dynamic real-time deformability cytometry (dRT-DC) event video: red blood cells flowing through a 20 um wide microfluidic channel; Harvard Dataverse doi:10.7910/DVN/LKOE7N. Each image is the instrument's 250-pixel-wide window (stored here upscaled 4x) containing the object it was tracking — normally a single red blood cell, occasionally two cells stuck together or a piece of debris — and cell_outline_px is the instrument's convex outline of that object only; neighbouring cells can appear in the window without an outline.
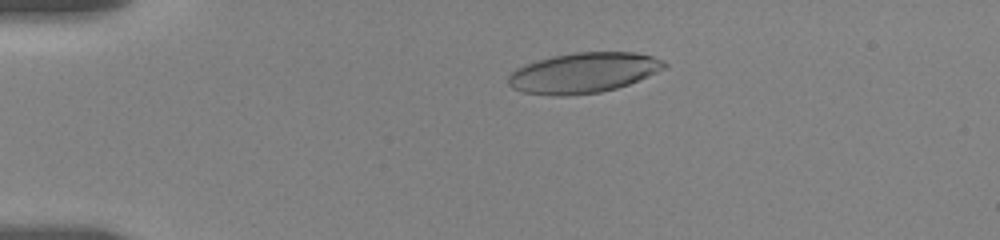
{"species": "human", "species_latin": "Homo sapiens", "temperature_condition": "room temperature", "stored_images_in_passage": 38, "camera_frame_rate_fps": 3000, "um_per_image_px": 0.085, "donor": {"sex": "female"}, "frame": {"image": 1, "passage_image": 8, "time_ms": 3.667, "image_size_px": [1000, 240], "cell_outline_px": [[668, 64], [664, 68], [648, 76], [628, 84], [616, 88], [600, 92], [564, 96], [552, 96], [524, 92], [512, 88], [508, 84], [508, 76], [516, 68], [524, 64], [536, 60], [552, 56], [576, 52], [636, 52], [652, 56], [664, 60]], "centroid_in_image_um": [49.57, 6.18], "position_along_channel_um": 35.4, "area_um2": 36.7}}
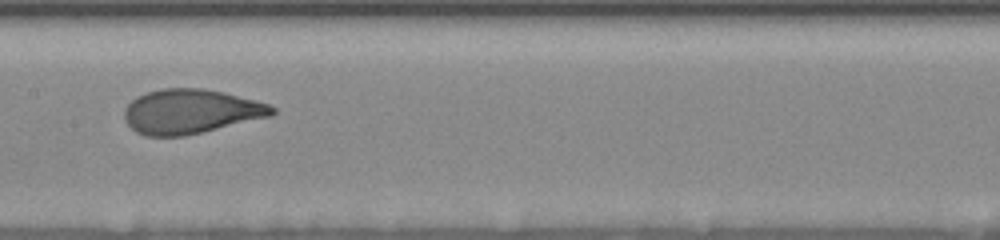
{"frame": {"image": 2, "passage_image": 19, "time_ms": 9.333, "image_size_px": [1000, 240], "cell_outline_px": [[276, 112], [272, 116], [184, 136], [144, 136], [136, 132], [124, 120], [124, 108], [136, 96], [148, 92], [164, 88], [200, 88], [224, 92], [256, 100], [268, 104], [276, 108]], "centroid_in_image_um": [16.21, 9.47], "position_along_channel_um": 191.2, "area_um2": 38.32}}
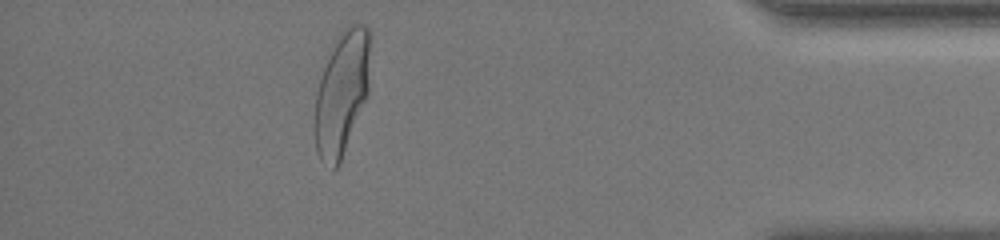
{"frame": {"image": 3, "passage_image": 33, "time_ms": 16.333, "image_size_px": [1000, 240], "cell_outline_px": [[368, 92], [340, 164], [336, 168], [332, 168], [320, 160], [316, 152], [316, 92], [324, 68], [336, 36], [344, 28], [352, 24], [364, 24], [368, 28]], "centroid_in_image_um": [29.04, 7.93], "position_along_channel_um": 406.2, "area_um2": 38.96}, "authors_computed_cell_mechanics": {"area_um2": 38.1191, "velocity_mm_per_s": 3.6261, "shape_relaxation_time_tau1_ms": 4.6946, "shape_relaxation_time_tau2_ms": null, "deformation_change_tau1": 0.1985, "deformation_change_tau2": null}}